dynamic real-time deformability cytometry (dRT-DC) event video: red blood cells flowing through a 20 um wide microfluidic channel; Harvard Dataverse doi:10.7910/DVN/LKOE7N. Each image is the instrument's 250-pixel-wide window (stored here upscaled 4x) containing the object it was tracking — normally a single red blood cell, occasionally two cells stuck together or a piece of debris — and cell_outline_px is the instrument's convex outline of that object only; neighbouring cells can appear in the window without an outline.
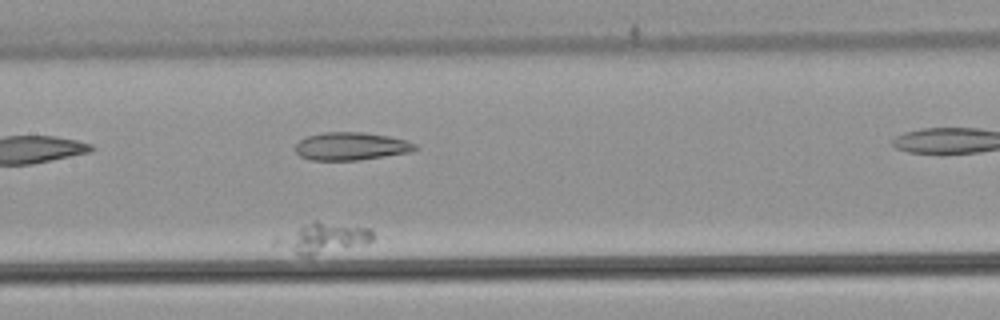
{"species": "common noctule bat (a hibernating species)", "species_latin": "Nyctalus noctula", "temperature_condition": "warm", "stored_images_in_passage": 50, "camera_frame_rate_fps": 3000, "um_per_image_px": 0.085, "animal": {"sex": "male", "body_mass_g": 21.5, "forearm_length_mm": 52.0}, "frame": {"image": 1, "passage_image": 22, "time_ms": 7.0, "image_size_px": [1000, 320], "cell_outline_px": [[372, 240], [364, 244], [312, 256], [300, 256], [284, 240], [288, 236], [304, 224], [316, 220], [368, 228], [372, 232]], "centroid_in_image_um": [27.76, 20.21], "position_along_channel_um": 179.6, "area_um2": 15.26}}